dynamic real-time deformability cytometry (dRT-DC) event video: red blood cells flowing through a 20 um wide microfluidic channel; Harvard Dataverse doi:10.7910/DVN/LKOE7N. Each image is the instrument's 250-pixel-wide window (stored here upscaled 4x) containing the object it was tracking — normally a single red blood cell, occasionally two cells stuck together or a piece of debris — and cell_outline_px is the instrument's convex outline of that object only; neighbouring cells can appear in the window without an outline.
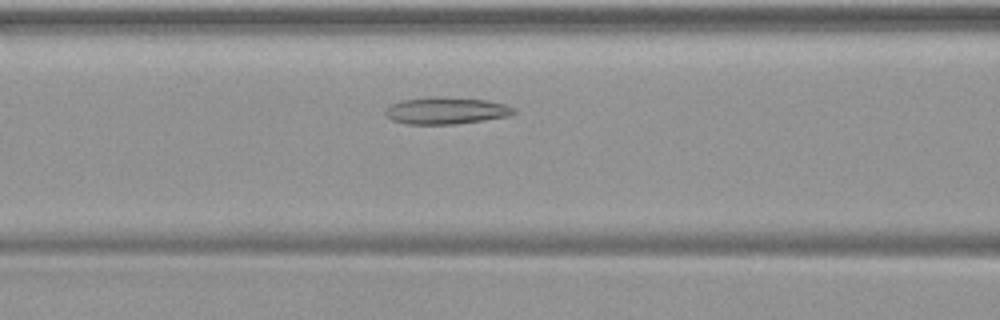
{"species": "common noctule bat (a hibernating species)", "species_latin": "Nyctalus noctula", "temperature_condition": "warm", "stored_images_in_passage": 43, "camera_frame_rate_fps": 3000, "um_per_image_px": 0.085, "animal": {"sex": "female", "body_mass_g": 19.9}, "frame": {"image": 1, "passage_image": 14, "time_ms": 4.333, "image_size_px": [1000, 320], "cell_outline_px": [[516, 112], [508, 116], [484, 120], [456, 124], [408, 124], [392, 120], [384, 116], [384, 108], [400, 100], [428, 96], [440, 96], [488, 100], [504, 104], [516, 108]], "centroid_in_image_um": [37.88, 9.39], "position_along_channel_um": 128.7, "area_um2": 20.52}}
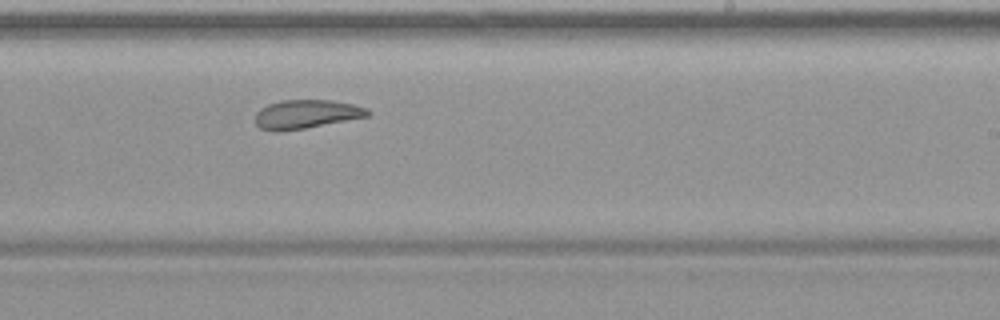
{"frame": {"image": 2, "passage_image": 24, "time_ms": 7.667, "image_size_px": [1000, 320], "cell_outline_px": [[372, 112], [368, 116], [304, 128], [276, 132], [272, 132], [260, 128], [256, 124], [256, 112], [260, 108], [268, 104], [280, 100], [332, 100], [352, 104], [368, 108]], "centroid_in_image_um": [26.01, 9.7], "position_along_channel_um": 263.0, "area_um2": 18.84}}
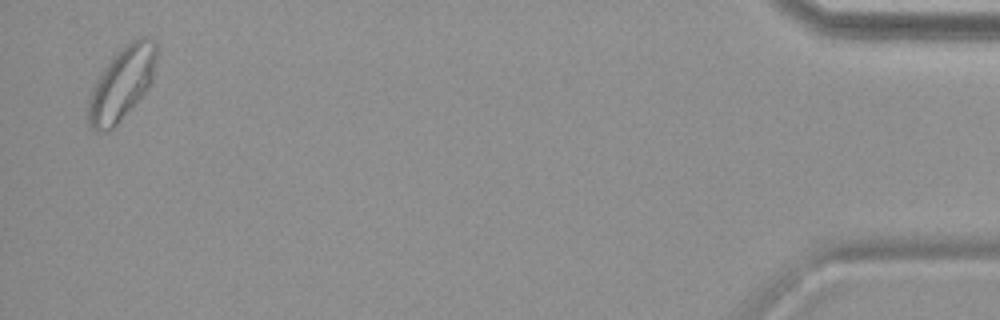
{"frame": {"image": 3, "passage_image": 42, "time_ms": 13.667, "image_size_px": [1000, 320], "cell_outline_px": [[156, 60], [152, 80], [148, 88], [120, 120], [108, 132], [96, 132], [92, 128], [88, 120], [88, 100], [92, 88], [104, 68], [112, 56], [128, 40], [140, 36], [148, 36], [156, 40]], "centroid_in_image_um": [10.36, 7.05], "position_along_channel_um": 424.8, "area_um2": 29.02}}